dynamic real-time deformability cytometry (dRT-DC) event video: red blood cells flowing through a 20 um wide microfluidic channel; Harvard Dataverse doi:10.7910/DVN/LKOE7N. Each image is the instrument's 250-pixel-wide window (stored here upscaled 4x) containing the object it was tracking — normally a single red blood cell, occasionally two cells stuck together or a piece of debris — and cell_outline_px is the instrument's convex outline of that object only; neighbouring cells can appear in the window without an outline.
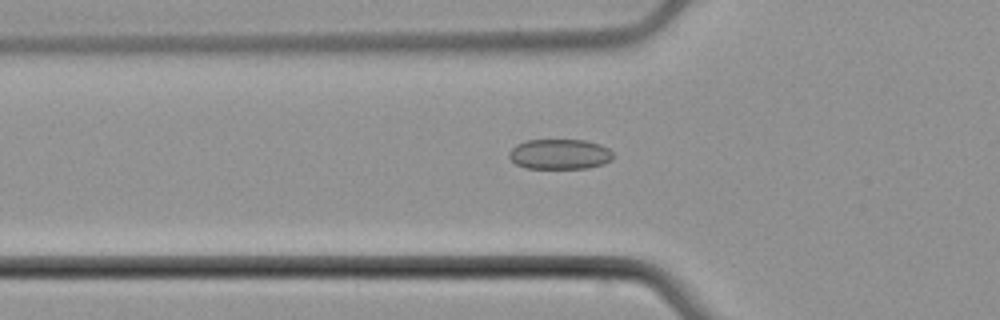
{"species": "common noctule bat (a hibernating species)", "species_latin": "Nyctalus noctula", "temperature_condition": "cold", "stored_images_in_passage": 55, "camera_frame_rate_fps": 3000, "um_per_image_px": 0.085, "animal": {"sex": "male", "body_mass_g": 21.5, "forearm_length_mm": 52.0}, "frame": {"image": 1, "passage_image": 19, "time_ms": 6.0, "image_size_px": [1000, 320], "cell_outline_px": [[612, 160], [604, 164], [588, 168], [524, 168], [516, 164], [508, 156], [508, 152], [516, 144], [528, 140], [584, 140], [600, 144], [608, 148], [612, 152]], "centroid_in_image_um": [47.57, 13.11], "position_along_channel_um": 78.2, "area_um2": 18.38}}
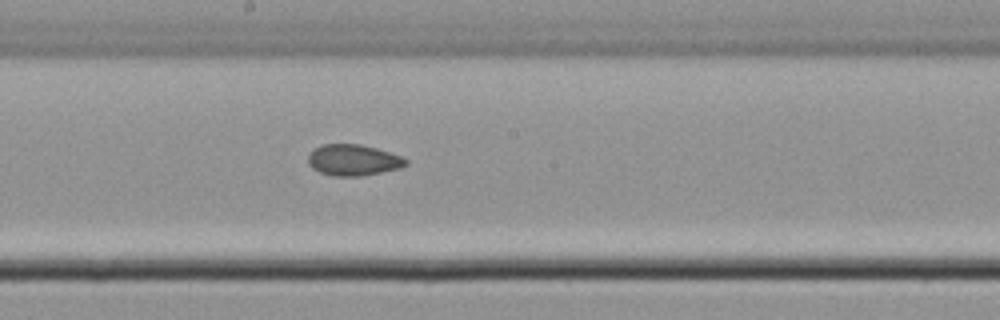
{"frame": {"image": 2, "passage_image": 30, "time_ms": 9.667, "image_size_px": [1000, 320], "cell_outline_px": [[408, 164], [400, 168], [360, 176], [332, 176], [320, 172], [312, 168], [308, 164], [308, 156], [320, 144], [360, 144], [376, 148], [400, 156], [408, 160]], "centroid_in_image_um": [30.01, 13.61], "position_along_channel_um": 218.2, "area_um2": 17.63}}
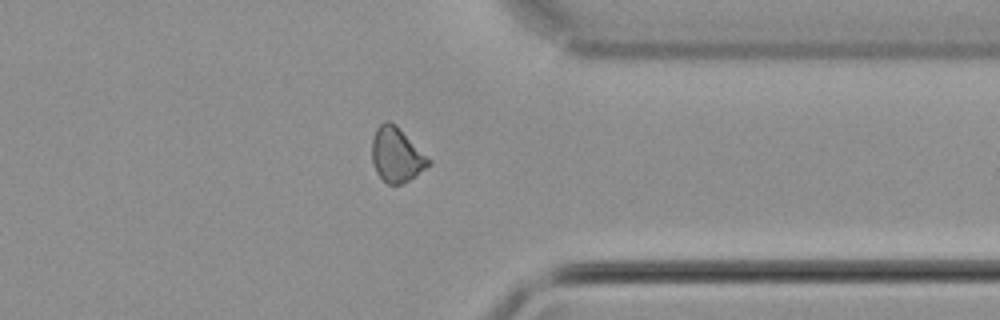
{"frame": {"image": 3, "passage_image": 43, "time_ms": 14.0, "image_size_px": [1000, 320], "cell_outline_px": [[432, 164], [404, 184], [388, 184], [376, 172], [372, 160], [372, 136], [376, 128], [384, 120], [388, 120], [396, 124], [432, 160]], "centroid_in_image_um": [33.72, 13.14], "position_along_channel_um": 377.7, "area_um2": 18.26}, "authors_computed_cell_mechanics": {"area_um2": 18.2648, "velocity_mm_per_s": 3.8103, "shape_relaxation_time_tau1_ms": null, "shape_relaxation_time_tau2_ms": 2.1741, "deformation_change_tau1": null, "deformation_change_tau2": 0.0644}}